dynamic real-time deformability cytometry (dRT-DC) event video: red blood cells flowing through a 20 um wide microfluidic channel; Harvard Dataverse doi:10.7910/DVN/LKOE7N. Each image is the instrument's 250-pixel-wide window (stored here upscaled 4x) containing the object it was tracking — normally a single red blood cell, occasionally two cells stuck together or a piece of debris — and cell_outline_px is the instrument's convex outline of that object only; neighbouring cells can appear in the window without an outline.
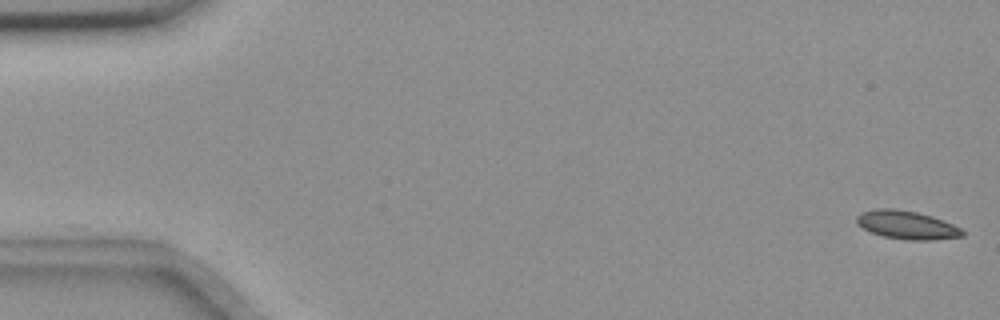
{"species": "common noctule bat (a hibernating species)", "species_latin": "Nyctalus noctula", "temperature_condition": "room temperature", "stored_images_in_passage": 56, "camera_frame_rate_fps": 3000, "um_per_image_px": 0.085, "animal": {"sex": "female", "body_mass_g": 18.4}, "frame": {"image": 1, "passage_image": 1, "time_ms": 0.0, "image_size_px": [1000, 320], "cell_outline_px": [[964, 236], [932, 240], [908, 240], [884, 236], [872, 232], [856, 224], [856, 216], [860, 212], [876, 208], [896, 208], [916, 212], [932, 216], [952, 224], [960, 228], [964, 232]], "centroid_in_image_um": [77.05, 19.11], "position_along_channel_um": 7.9, "area_um2": 17.46}}
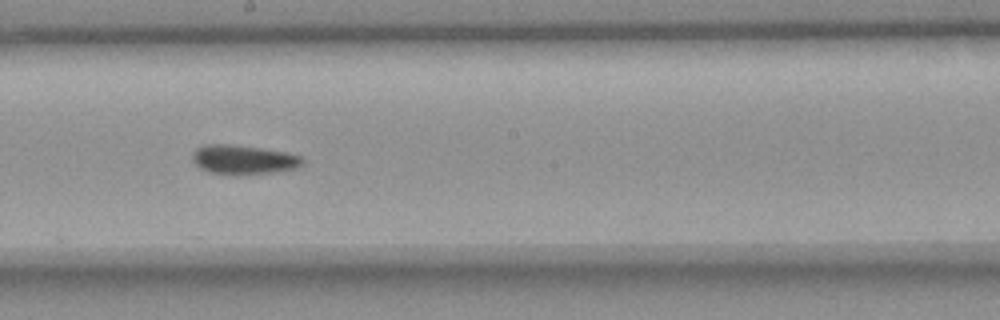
{"frame": {"image": 2, "passage_image": 31, "time_ms": 10.0, "image_size_px": [1000, 320], "cell_outline_px": [[304, 164], [296, 168], [272, 172], [236, 176], [208, 172], [200, 168], [192, 160], [192, 152], [196, 148], [204, 144], [228, 144], [260, 148], [288, 152], [300, 156], [304, 160]], "centroid_in_image_um": [20.67, 13.58], "position_along_channel_um": 227.5, "area_um2": 19.07}}
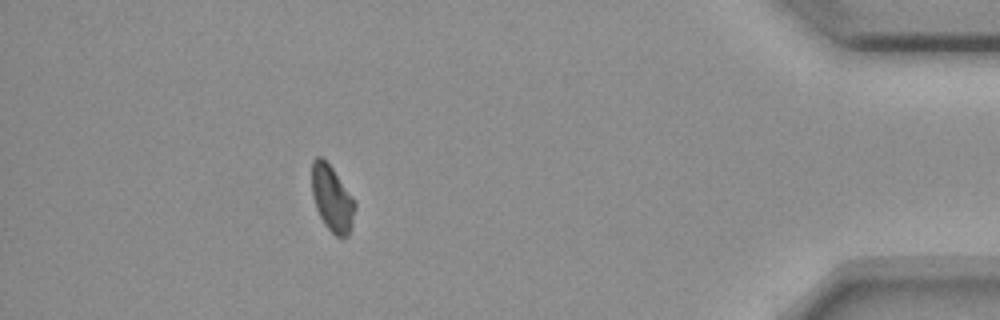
{"frame": {"image": 3, "passage_image": 50, "time_ms": 16.333, "image_size_px": [1000, 320], "cell_outline_px": [[356, 208], [352, 228], [348, 236], [344, 240], [336, 236], [324, 224], [316, 208], [312, 196], [312, 160], [316, 156], [320, 156], [332, 168], [356, 200]], "centroid_in_image_um": [28.26, 16.92], "position_along_channel_um": 406.9, "area_um2": 16.88}}